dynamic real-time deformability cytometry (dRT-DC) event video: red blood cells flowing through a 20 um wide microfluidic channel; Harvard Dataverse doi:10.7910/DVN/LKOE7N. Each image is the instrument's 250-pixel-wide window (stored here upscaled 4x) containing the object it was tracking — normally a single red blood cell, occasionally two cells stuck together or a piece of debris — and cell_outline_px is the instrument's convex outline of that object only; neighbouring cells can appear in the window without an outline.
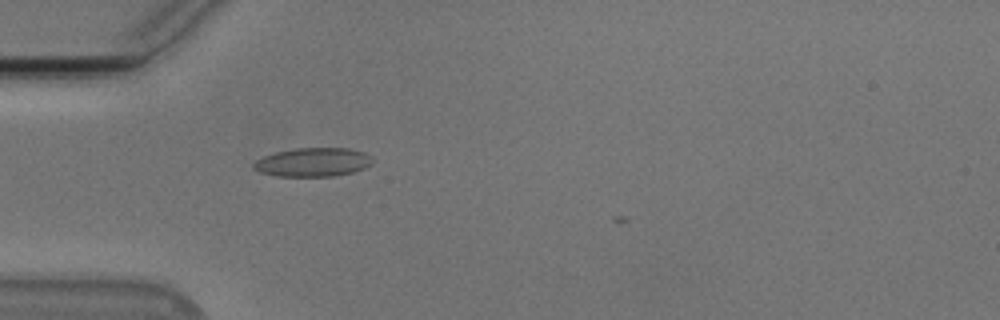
{"species": "Egyptian fruit bat (a non-hibernating species)", "species_latin": "Rousettus aegyptiacus", "temperature_condition": "cold", "stored_images_in_passage": 10, "camera_frame_rate_fps": 3000, "um_per_image_px": 0.085, "animal": {"sex": "male"}, "frame": {"image": 1, "passage_image": 6, "time_ms": 1.667, "image_size_px": [1000, 320], "cell_outline_px": [[372, 164], [364, 168], [352, 172], [336, 176], [276, 176], [260, 172], [252, 168], [252, 164], [256, 160], [264, 156], [276, 152], [296, 148], [348, 148], [364, 152], [372, 156]], "centroid_in_image_um": [26.6, 13.79], "position_along_channel_um": 58.4, "area_um2": 20.0}}